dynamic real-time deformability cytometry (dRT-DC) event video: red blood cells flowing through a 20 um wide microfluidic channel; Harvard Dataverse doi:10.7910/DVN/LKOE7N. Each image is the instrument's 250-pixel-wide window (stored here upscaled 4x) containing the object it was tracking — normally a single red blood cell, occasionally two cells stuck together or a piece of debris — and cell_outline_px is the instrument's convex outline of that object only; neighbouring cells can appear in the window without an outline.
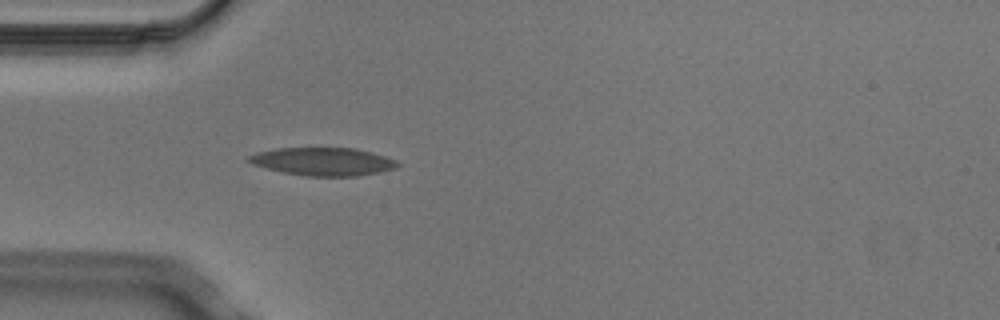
{"species": "Egyptian fruit bat (a non-hibernating species)", "species_latin": "Rousettus aegyptiacus", "temperature_condition": "cold", "stored_images_in_passage": 4, "camera_frame_rate_fps": 3000, "um_per_image_px": 0.085, "animal": {"sex": "male"}, "frame": {"image": 1, "passage_image": 4, "time_ms": 1.0, "image_size_px": [1000, 320], "cell_outline_px": [[400, 164], [396, 168], [380, 172], [356, 176], [308, 176], [284, 172], [252, 164], [248, 160], [248, 156], [256, 152], [276, 148], [356, 148], [384, 156], [396, 160]], "centroid_in_image_um": [27.47, 13.73], "position_along_channel_um": 57.5, "area_um2": 24.1}}